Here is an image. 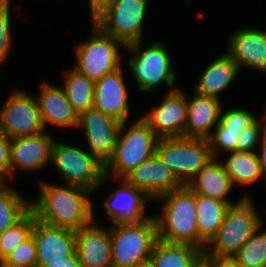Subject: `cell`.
Instances as JSON below:
<instances>
[{
  "label": "cell",
  "mask_w": 266,
  "mask_h": 267,
  "mask_svg": "<svg viewBox=\"0 0 266 267\" xmlns=\"http://www.w3.org/2000/svg\"><path fill=\"white\" fill-rule=\"evenodd\" d=\"M41 185L39 199L31 203V210L35 213L37 220L74 231L93 223L90 190L69 184L66 187L48 183Z\"/></svg>",
  "instance_id": "1"
},
{
  "label": "cell",
  "mask_w": 266,
  "mask_h": 267,
  "mask_svg": "<svg viewBox=\"0 0 266 267\" xmlns=\"http://www.w3.org/2000/svg\"><path fill=\"white\" fill-rule=\"evenodd\" d=\"M157 199L165 200L162 214L155 217L158 239L198 247L195 193L184 185Z\"/></svg>",
  "instance_id": "2"
},
{
  "label": "cell",
  "mask_w": 266,
  "mask_h": 267,
  "mask_svg": "<svg viewBox=\"0 0 266 267\" xmlns=\"http://www.w3.org/2000/svg\"><path fill=\"white\" fill-rule=\"evenodd\" d=\"M238 203L230 205L216 234L208 242L214 244L204 248L203 253L214 258H231L262 227V219L257 215L252 199L245 195ZM209 250V251H208Z\"/></svg>",
  "instance_id": "3"
},
{
  "label": "cell",
  "mask_w": 266,
  "mask_h": 267,
  "mask_svg": "<svg viewBox=\"0 0 266 267\" xmlns=\"http://www.w3.org/2000/svg\"><path fill=\"white\" fill-rule=\"evenodd\" d=\"M110 229L112 267H134L150 259L158 240L155 217L136 222L113 223Z\"/></svg>",
  "instance_id": "4"
},
{
  "label": "cell",
  "mask_w": 266,
  "mask_h": 267,
  "mask_svg": "<svg viewBox=\"0 0 266 267\" xmlns=\"http://www.w3.org/2000/svg\"><path fill=\"white\" fill-rule=\"evenodd\" d=\"M125 124L126 122L121 125L114 155L106 164L107 177L112 171L116 179L118 177L123 179L134 168L156 153L159 137L143 118L132 124L122 135Z\"/></svg>",
  "instance_id": "5"
},
{
  "label": "cell",
  "mask_w": 266,
  "mask_h": 267,
  "mask_svg": "<svg viewBox=\"0 0 266 267\" xmlns=\"http://www.w3.org/2000/svg\"><path fill=\"white\" fill-rule=\"evenodd\" d=\"M156 154L184 185L213 159L208 139L199 138H159Z\"/></svg>",
  "instance_id": "6"
},
{
  "label": "cell",
  "mask_w": 266,
  "mask_h": 267,
  "mask_svg": "<svg viewBox=\"0 0 266 267\" xmlns=\"http://www.w3.org/2000/svg\"><path fill=\"white\" fill-rule=\"evenodd\" d=\"M51 162L69 185L93 191L99 188L104 180H108L106 164L95 155L74 146L54 141Z\"/></svg>",
  "instance_id": "7"
},
{
  "label": "cell",
  "mask_w": 266,
  "mask_h": 267,
  "mask_svg": "<svg viewBox=\"0 0 266 267\" xmlns=\"http://www.w3.org/2000/svg\"><path fill=\"white\" fill-rule=\"evenodd\" d=\"M147 4L148 0H113L92 23L125 46L140 42Z\"/></svg>",
  "instance_id": "8"
},
{
  "label": "cell",
  "mask_w": 266,
  "mask_h": 267,
  "mask_svg": "<svg viewBox=\"0 0 266 267\" xmlns=\"http://www.w3.org/2000/svg\"><path fill=\"white\" fill-rule=\"evenodd\" d=\"M141 42L125 46L133 54L128 65L138 83L139 90L152 92L154 90L152 88L163 83L173 87L176 74L171 65V56L167 48L159 41L152 43L141 52Z\"/></svg>",
  "instance_id": "9"
},
{
  "label": "cell",
  "mask_w": 266,
  "mask_h": 267,
  "mask_svg": "<svg viewBox=\"0 0 266 267\" xmlns=\"http://www.w3.org/2000/svg\"><path fill=\"white\" fill-rule=\"evenodd\" d=\"M92 25L93 34L90 39L76 45L77 65L74 69L97 81L121 67L118 45H125L103 33L94 23Z\"/></svg>",
  "instance_id": "10"
},
{
  "label": "cell",
  "mask_w": 266,
  "mask_h": 267,
  "mask_svg": "<svg viewBox=\"0 0 266 267\" xmlns=\"http://www.w3.org/2000/svg\"><path fill=\"white\" fill-rule=\"evenodd\" d=\"M0 128L10 139L45 132L37 100L15 90L1 107Z\"/></svg>",
  "instance_id": "11"
},
{
  "label": "cell",
  "mask_w": 266,
  "mask_h": 267,
  "mask_svg": "<svg viewBox=\"0 0 266 267\" xmlns=\"http://www.w3.org/2000/svg\"><path fill=\"white\" fill-rule=\"evenodd\" d=\"M121 125L122 122L94 108L78 117V127L85 129L90 153L104 164L114 155Z\"/></svg>",
  "instance_id": "12"
},
{
  "label": "cell",
  "mask_w": 266,
  "mask_h": 267,
  "mask_svg": "<svg viewBox=\"0 0 266 267\" xmlns=\"http://www.w3.org/2000/svg\"><path fill=\"white\" fill-rule=\"evenodd\" d=\"M123 179L129 185L141 190L149 199L159 198L184 186L156 153L134 168Z\"/></svg>",
  "instance_id": "13"
},
{
  "label": "cell",
  "mask_w": 266,
  "mask_h": 267,
  "mask_svg": "<svg viewBox=\"0 0 266 267\" xmlns=\"http://www.w3.org/2000/svg\"><path fill=\"white\" fill-rule=\"evenodd\" d=\"M188 99L179 89H171L158 107L142 117L159 138L184 137Z\"/></svg>",
  "instance_id": "14"
},
{
  "label": "cell",
  "mask_w": 266,
  "mask_h": 267,
  "mask_svg": "<svg viewBox=\"0 0 266 267\" xmlns=\"http://www.w3.org/2000/svg\"><path fill=\"white\" fill-rule=\"evenodd\" d=\"M32 235L37 250L36 263L65 262L76 253L74 230L48 225L36 219Z\"/></svg>",
  "instance_id": "15"
},
{
  "label": "cell",
  "mask_w": 266,
  "mask_h": 267,
  "mask_svg": "<svg viewBox=\"0 0 266 267\" xmlns=\"http://www.w3.org/2000/svg\"><path fill=\"white\" fill-rule=\"evenodd\" d=\"M42 132L37 135L16 137L10 140V177L15 168L32 170L43 168L52 161L54 139Z\"/></svg>",
  "instance_id": "16"
},
{
  "label": "cell",
  "mask_w": 266,
  "mask_h": 267,
  "mask_svg": "<svg viewBox=\"0 0 266 267\" xmlns=\"http://www.w3.org/2000/svg\"><path fill=\"white\" fill-rule=\"evenodd\" d=\"M127 93L120 67L95 81L93 108L124 123L129 116Z\"/></svg>",
  "instance_id": "17"
},
{
  "label": "cell",
  "mask_w": 266,
  "mask_h": 267,
  "mask_svg": "<svg viewBox=\"0 0 266 267\" xmlns=\"http://www.w3.org/2000/svg\"><path fill=\"white\" fill-rule=\"evenodd\" d=\"M76 253L83 267H112L110 229L96 224L75 231Z\"/></svg>",
  "instance_id": "18"
},
{
  "label": "cell",
  "mask_w": 266,
  "mask_h": 267,
  "mask_svg": "<svg viewBox=\"0 0 266 267\" xmlns=\"http://www.w3.org/2000/svg\"><path fill=\"white\" fill-rule=\"evenodd\" d=\"M227 53L238 64L264 72L266 70V31L243 28L229 39Z\"/></svg>",
  "instance_id": "19"
},
{
  "label": "cell",
  "mask_w": 266,
  "mask_h": 267,
  "mask_svg": "<svg viewBox=\"0 0 266 267\" xmlns=\"http://www.w3.org/2000/svg\"><path fill=\"white\" fill-rule=\"evenodd\" d=\"M194 94L188 100L184 137L208 139L212 135L211 128L220 121L221 103L219 98Z\"/></svg>",
  "instance_id": "20"
},
{
  "label": "cell",
  "mask_w": 266,
  "mask_h": 267,
  "mask_svg": "<svg viewBox=\"0 0 266 267\" xmlns=\"http://www.w3.org/2000/svg\"><path fill=\"white\" fill-rule=\"evenodd\" d=\"M121 188H116L104 202L107 215L118 222H136L147 219L144 215L146 199L149 198L139 189L129 185L124 179Z\"/></svg>",
  "instance_id": "21"
},
{
  "label": "cell",
  "mask_w": 266,
  "mask_h": 267,
  "mask_svg": "<svg viewBox=\"0 0 266 267\" xmlns=\"http://www.w3.org/2000/svg\"><path fill=\"white\" fill-rule=\"evenodd\" d=\"M37 97L40 116L44 127L49 122L62 127H78V114L72 109L64 88L43 82Z\"/></svg>",
  "instance_id": "22"
},
{
  "label": "cell",
  "mask_w": 266,
  "mask_h": 267,
  "mask_svg": "<svg viewBox=\"0 0 266 267\" xmlns=\"http://www.w3.org/2000/svg\"><path fill=\"white\" fill-rule=\"evenodd\" d=\"M195 193L207 197L215 198L229 205H233L226 196L229 194L234 185L230 176L226 173L221 161L213 158L207 163L187 184Z\"/></svg>",
  "instance_id": "23"
},
{
  "label": "cell",
  "mask_w": 266,
  "mask_h": 267,
  "mask_svg": "<svg viewBox=\"0 0 266 267\" xmlns=\"http://www.w3.org/2000/svg\"><path fill=\"white\" fill-rule=\"evenodd\" d=\"M238 72L239 66L233 58L228 53L221 55L203 71L194 92L218 98L219 93L229 87Z\"/></svg>",
  "instance_id": "24"
},
{
  "label": "cell",
  "mask_w": 266,
  "mask_h": 267,
  "mask_svg": "<svg viewBox=\"0 0 266 267\" xmlns=\"http://www.w3.org/2000/svg\"><path fill=\"white\" fill-rule=\"evenodd\" d=\"M196 218L198 226V248L204 250L207 243L221 226L230 206L227 202L195 194Z\"/></svg>",
  "instance_id": "25"
},
{
  "label": "cell",
  "mask_w": 266,
  "mask_h": 267,
  "mask_svg": "<svg viewBox=\"0 0 266 267\" xmlns=\"http://www.w3.org/2000/svg\"><path fill=\"white\" fill-rule=\"evenodd\" d=\"M203 250L188 243H170L158 239L150 260L154 267H192Z\"/></svg>",
  "instance_id": "26"
},
{
  "label": "cell",
  "mask_w": 266,
  "mask_h": 267,
  "mask_svg": "<svg viewBox=\"0 0 266 267\" xmlns=\"http://www.w3.org/2000/svg\"><path fill=\"white\" fill-rule=\"evenodd\" d=\"M228 160L223 163L226 173L230 176L232 184L254 183L263 176L258 154L246 151H233Z\"/></svg>",
  "instance_id": "27"
},
{
  "label": "cell",
  "mask_w": 266,
  "mask_h": 267,
  "mask_svg": "<svg viewBox=\"0 0 266 267\" xmlns=\"http://www.w3.org/2000/svg\"><path fill=\"white\" fill-rule=\"evenodd\" d=\"M64 90L78 116L93 108L95 81L73 68L65 72Z\"/></svg>",
  "instance_id": "28"
},
{
  "label": "cell",
  "mask_w": 266,
  "mask_h": 267,
  "mask_svg": "<svg viewBox=\"0 0 266 267\" xmlns=\"http://www.w3.org/2000/svg\"><path fill=\"white\" fill-rule=\"evenodd\" d=\"M0 184V234L20 221L30 210L31 203L15 190Z\"/></svg>",
  "instance_id": "29"
},
{
  "label": "cell",
  "mask_w": 266,
  "mask_h": 267,
  "mask_svg": "<svg viewBox=\"0 0 266 267\" xmlns=\"http://www.w3.org/2000/svg\"><path fill=\"white\" fill-rule=\"evenodd\" d=\"M259 231L231 257L239 267H266V231Z\"/></svg>",
  "instance_id": "30"
},
{
  "label": "cell",
  "mask_w": 266,
  "mask_h": 267,
  "mask_svg": "<svg viewBox=\"0 0 266 267\" xmlns=\"http://www.w3.org/2000/svg\"><path fill=\"white\" fill-rule=\"evenodd\" d=\"M36 219L35 213L30 210L20 221L0 234V262L32 235Z\"/></svg>",
  "instance_id": "31"
},
{
  "label": "cell",
  "mask_w": 266,
  "mask_h": 267,
  "mask_svg": "<svg viewBox=\"0 0 266 267\" xmlns=\"http://www.w3.org/2000/svg\"><path fill=\"white\" fill-rule=\"evenodd\" d=\"M37 250L33 235L12 250L1 263L10 267H36Z\"/></svg>",
  "instance_id": "32"
},
{
  "label": "cell",
  "mask_w": 266,
  "mask_h": 267,
  "mask_svg": "<svg viewBox=\"0 0 266 267\" xmlns=\"http://www.w3.org/2000/svg\"><path fill=\"white\" fill-rule=\"evenodd\" d=\"M239 131L226 130L220 123L215 127V132L208 138L213 158H216L219 149L230 152L238 150Z\"/></svg>",
  "instance_id": "33"
},
{
  "label": "cell",
  "mask_w": 266,
  "mask_h": 267,
  "mask_svg": "<svg viewBox=\"0 0 266 267\" xmlns=\"http://www.w3.org/2000/svg\"><path fill=\"white\" fill-rule=\"evenodd\" d=\"M258 122L256 116L245 109L233 108L220 116L219 123L226 130L239 131L243 133L246 127L253 126Z\"/></svg>",
  "instance_id": "34"
},
{
  "label": "cell",
  "mask_w": 266,
  "mask_h": 267,
  "mask_svg": "<svg viewBox=\"0 0 266 267\" xmlns=\"http://www.w3.org/2000/svg\"><path fill=\"white\" fill-rule=\"evenodd\" d=\"M10 7H0V64L8 57L11 48Z\"/></svg>",
  "instance_id": "35"
},
{
  "label": "cell",
  "mask_w": 266,
  "mask_h": 267,
  "mask_svg": "<svg viewBox=\"0 0 266 267\" xmlns=\"http://www.w3.org/2000/svg\"><path fill=\"white\" fill-rule=\"evenodd\" d=\"M259 121L253 126L246 127L243 133H240L238 141V151L254 152L255 146L258 144L261 134H266V125L262 133ZM253 149V150H252Z\"/></svg>",
  "instance_id": "36"
},
{
  "label": "cell",
  "mask_w": 266,
  "mask_h": 267,
  "mask_svg": "<svg viewBox=\"0 0 266 267\" xmlns=\"http://www.w3.org/2000/svg\"><path fill=\"white\" fill-rule=\"evenodd\" d=\"M10 138L0 128V179L10 177Z\"/></svg>",
  "instance_id": "37"
},
{
  "label": "cell",
  "mask_w": 266,
  "mask_h": 267,
  "mask_svg": "<svg viewBox=\"0 0 266 267\" xmlns=\"http://www.w3.org/2000/svg\"><path fill=\"white\" fill-rule=\"evenodd\" d=\"M36 267H83L77 253L67 258L65 262L58 263H36Z\"/></svg>",
  "instance_id": "38"
},
{
  "label": "cell",
  "mask_w": 266,
  "mask_h": 267,
  "mask_svg": "<svg viewBox=\"0 0 266 267\" xmlns=\"http://www.w3.org/2000/svg\"><path fill=\"white\" fill-rule=\"evenodd\" d=\"M113 0H89L91 21L108 7Z\"/></svg>",
  "instance_id": "39"
},
{
  "label": "cell",
  "mask_w": 266,
  "mask_h": 267,
  "mask_svg": "<svg viewBox=\"0 0 266 267\" xmlns=\"http://www.w3.org/2000/svg\"><path fill=\"white\" fill-rule=\"evenodd\" d=\"M192 267H214V257H209L202 253L192 264Z\"/></svg>",
  "instance_id": "40"
},
{
  "label": "cell",
  "mask_w": 266,
  "mask_h": 267,
  "mask_svg": "<svg viewBox=\"0 0 266 267\" xmlns=\"http://www.w3.org/2000/svg\"><path fill=\"white\" fill-rule=\"evenodd\" d=\"M261 153L258 154L263 175L266 176V134L262 135Z\"/></svg>",
  "instance_id": "41"
},
{
  "label": "cell",
  "mask_w": 266,
  "mask_h": 267,
  "mask_svg": "<svg viewBox=\"0 0 266 267\" xmlns=\"http://www.w3.org/2000/svg\"><path fill=\"white\" fill-rule=\"evenodd\" d=\"M214 267H239L231 258H214Z\"/></svg>",
  "instance_id": "42"
},
{
  "label": "cell",
  "mask_w": 266,
  "mask_h": 267,
  "mask_svg": "<svg viewBox=\"0 0 266 267\" xmlns=\"http://www.w3.org/2000/svg\"><path fill=\"white\" fill-rule=\"evenodd\" d=\"M134 267H154L150 259L136 264Z\"/></svg>",
  "instance_id": "43"
},
{
  "label": "cell",
  "mask_w": 266,
  "mask_h": 267,
  "mask_svg": "<svg viewBox=\"0 0 266 267\" xmlns=\"http://www.w3.org/2000/svg\"><path fill=\"white\" fill-rule=\"evenodd\" d=\"M0 7H10V0H0Z\"/></svg>",
  "instance_id": "44"
},
{
  "label": "cell",
  "mask_w": 266,
  "mask_h": 267,
  "mask_svg": "<svg viewBox=\"0 0 266 267\" xmlns=\"http://www.w3.org/2000/svg\"><path fill=\"white\" fill-rule=\"evenodd\" d=\"M0 267H10V266H5L4 264H2V263L0 262Z\"/></svg>",
  "instance_id": "45"
}]
</instances>
